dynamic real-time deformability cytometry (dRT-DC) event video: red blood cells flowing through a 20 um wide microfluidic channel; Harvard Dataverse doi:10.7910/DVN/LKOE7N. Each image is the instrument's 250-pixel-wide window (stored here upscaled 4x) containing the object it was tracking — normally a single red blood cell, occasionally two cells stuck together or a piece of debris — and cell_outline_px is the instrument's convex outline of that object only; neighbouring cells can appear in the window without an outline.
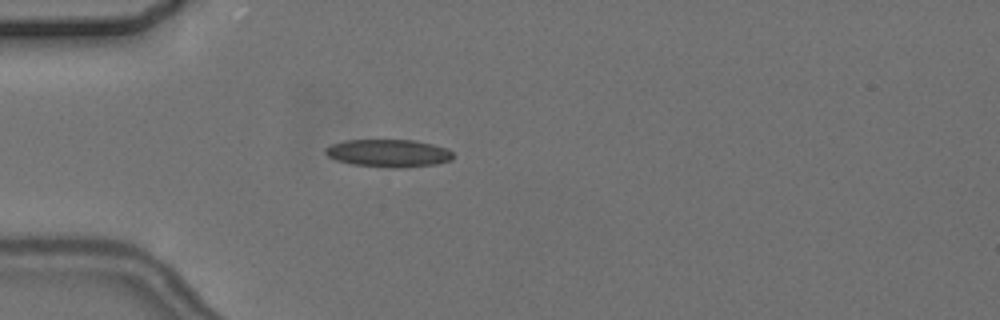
{"species": "common noctule bat (a hibernating species)", "species_latin": "Nyctalus noctula", "temperature_condition": "cold", "stored_images_in_passage": 5, "camera_frame_rate_fps": 3000, "um_per_image_px": 0.085, "animal": {"sex": "female", "body_mass_g": 24.6, "forearm_length_mm": 56.2}, "frame": {"image": 1, "passage_image": 5, "time_ms": 4.667, "image_size_px": [1000, 320], "cell_outline_px": [[452, 160], [436, 164], [404, 168], [392, 168], [352, 164], [336, 160], [328, 156], [324, 152], [324, 148], [332, 144], [344, 140], [416, 140], [448, 148], [452, 152]], "centroid_in_image_um": [33.03, 13.02], "position_along_channel_um": 52.0, "area_um2": 20.75}}